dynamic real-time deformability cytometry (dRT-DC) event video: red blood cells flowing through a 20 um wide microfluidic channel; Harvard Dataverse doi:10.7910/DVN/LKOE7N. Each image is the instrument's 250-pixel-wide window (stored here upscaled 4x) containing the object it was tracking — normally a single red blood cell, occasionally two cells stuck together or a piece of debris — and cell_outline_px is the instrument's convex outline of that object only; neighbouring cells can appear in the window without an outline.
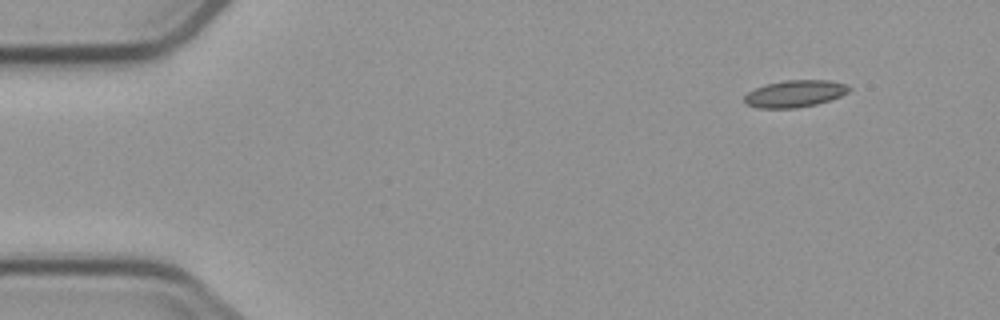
{"species": "common noctule bat (a hibernating species)", "species_latin": "Nyctalus noctula", "temperature_condition": "cold", "stored_images_in_passage": 4, "camera_frame_rate_fps": 3000, "um_per_image_px": 0.085, "animal": {"sex": "male", "body_mass_g": 23.1, "forearm_length_mm": 52.7}, "frame": {"image": 1, "passage_image": 1, "time_ms": 0.0, "image_size_px": [1000, 320], "cell_outline_px": [[852, 88], [848, 92], [840, 96], [816, 104], [796, 108], [756, 108], [748, 104], [744, 100], [744, 96], [748, 92], [764, 84], [784, 80], [828, 80], [844, 84]], "centroid_in_image_um": [67.54, 7.96], "position_along_channel_um": 17.5, "area_um2": 16.36}}
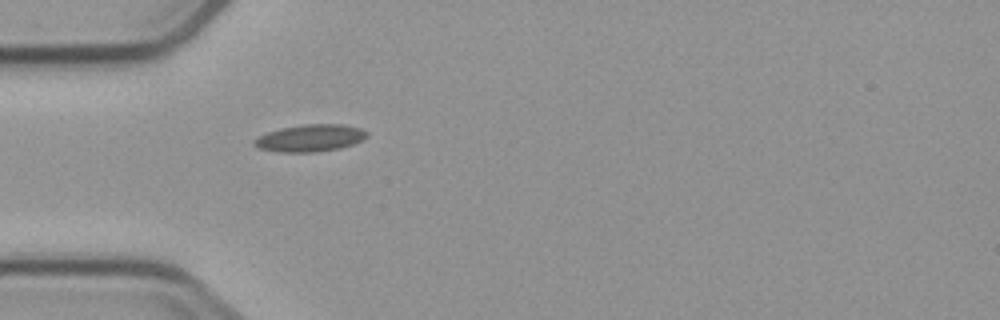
{"frame": {"image": 2, "passage_image": 4, "time_ms": 3.667, "image_size_px": [1000, 320], "cell_outline_px": [[368, 136], [352, 144], [340, 148], [312, 152], [280, 152], [260, 148], [252, 144], [252, 140], [268, 132], [280, 128], [304, 124], [344, 124], [360, 128], [368, 132]], "centroid_in_image_um": [26.36, 11.72], "position_along_channel_um": 58.6, "area_um2": 17.69}}